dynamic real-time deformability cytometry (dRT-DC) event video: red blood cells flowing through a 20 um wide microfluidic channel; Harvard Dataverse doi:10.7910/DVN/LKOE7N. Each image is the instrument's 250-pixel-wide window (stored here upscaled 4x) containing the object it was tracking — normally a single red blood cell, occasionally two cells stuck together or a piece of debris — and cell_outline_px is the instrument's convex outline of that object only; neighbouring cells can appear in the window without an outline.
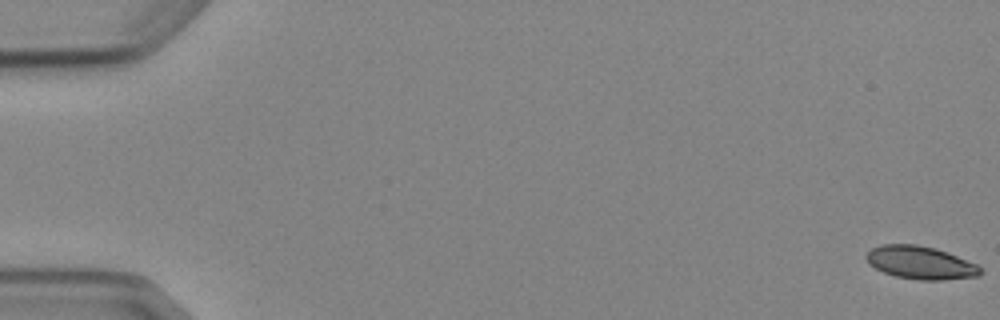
{"species": "Egyptian fruit bat (a non-hibernating species)", "species_latin": "Rousettus aegyptiacus", "temperature_condition": "cold", "stored_images_in_passage": 5, "camera_frame_rate_fps": 3000, "um_per_image_px": 0.085, "animal": {"sex": "female"}, "frame": {"image": 1, "passage_image": 1, "time_ms": 0.0, "image_size_px": [1000, 320], "cell_outline_px": [[984, 272], [980, 276], [944, 280], [920, 280], [896, 276], [884, 272], [868, 264], [864, 256], [872, 248], [880, 244], [916, 244], [936, 248], [948, 252], [976, 264]], "centroid_in_image_um": [78.24, 22.32], "position_along_channel_um": 6.8, "area_um2": 22.08}}
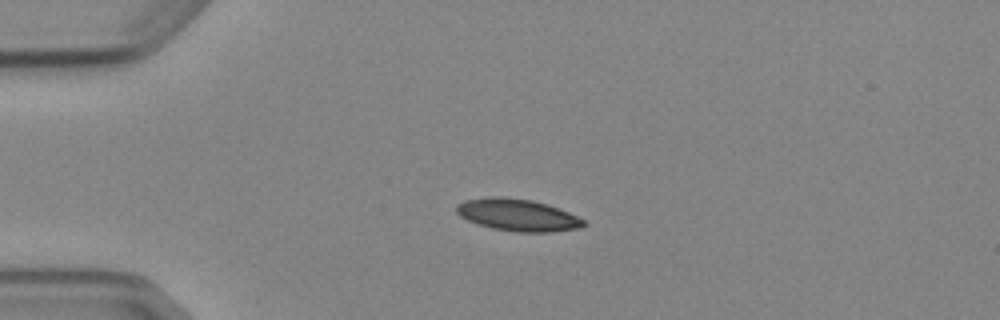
{"frame": {"image": 2, "passage_image": 4, "time_ms": 4.333, "image_size_px": [1000, 320], "cell_outline_px": [[588, 224], [580, 228], [552, 232], [516, 232], [492, 228], [468, 220], [460, 216], [456, 212], [456, 204], [464, 200], [488, 196], [504, 196], [532, 200], [548, 204], [568, 212], [584, 220]], "centroid_in_image_um": [44.0, 18.26], "position_along_channel_um": 41.0, "area_um2": 23.93}}